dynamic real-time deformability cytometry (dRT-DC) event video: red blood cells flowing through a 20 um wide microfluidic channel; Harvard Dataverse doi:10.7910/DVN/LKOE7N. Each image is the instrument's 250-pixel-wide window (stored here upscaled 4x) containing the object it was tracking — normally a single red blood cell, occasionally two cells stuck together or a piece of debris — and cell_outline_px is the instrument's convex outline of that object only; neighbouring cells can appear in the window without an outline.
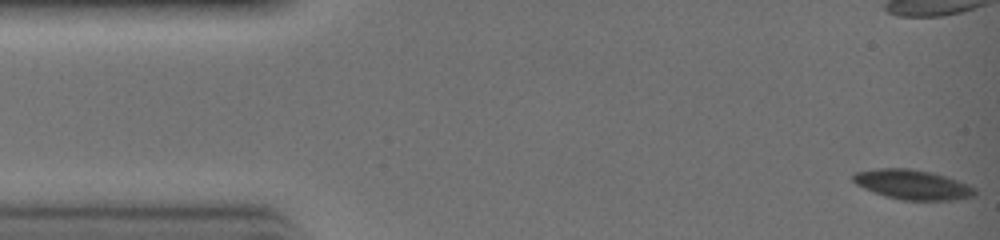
{"species": "common noctule bat (a hibernating species)", "species_latin": "Nyctalus noctula", "temperature_condition": "warm", "stored_images_in_passage": 32, "camera_frame_rate_fps": 3000, "um_per_image_px": 0.085, "animal": {"sex": "female", "body_mass_g": 19.0, "forearm_length_mm": 51.5}, "frame": {"image": 1, "passage_image": 1, "time_ms": 0.0, "image_size_px": [1000, 240], "cell_outline_px": [[976, 192], [972, 196], [952, 200], [904, 200], [888, 196], [864, 188], [856, 184], [852, 180], [852, 176], [856, 172], [880, 168], [908, 168], [928, 172], [944, 176], [968, 184], [976, 188]], "centroid_in_image_um": [77.56, 15.69], "position_along_channel_um": 7.4, "area_um2": 20.63}}
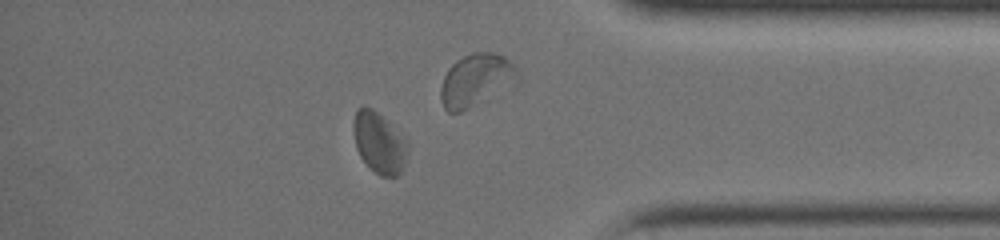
{"frame": {"image": 2, "passage_image": 27, "time_ms": 8.667, "image_size_px": [1000, 240], "cell_outline_px": [[408, 152], [404, 164], [400, 172], [396, 176], [380, 176], [360, 156], [356, 148], [352, 128], [352, 124], [356, 108], [364, 104], [372, 108], [408, 140]], "centroid_in_image_um": [32.21, 12.08], "position_along_channel_um": 403.0, "area_um2": 19.31}}